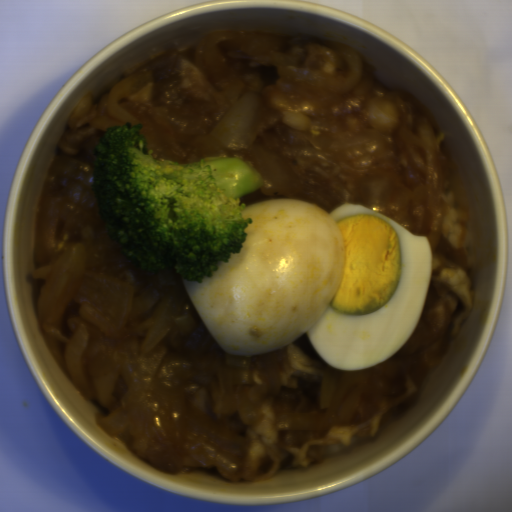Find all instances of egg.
I'll return each mask as SVG.
<instances>
[{"label":"egg","instance_id":"1","mask_svg":"<svg viewBox=\"0 0 512 512\" xmlns=\"http://www.w3.org/2000/svg\"><path fill=\"white\" fill-rule=\"evenodd\" d=\"M240 253L185 291L229 356L266 355L307 335L338 371L395 355L417 330L434 264L428 235L364 205L330 213L297 199L245 206Z\"/></svg>","mask_w":512,"mask_h":512}]
</instances>
